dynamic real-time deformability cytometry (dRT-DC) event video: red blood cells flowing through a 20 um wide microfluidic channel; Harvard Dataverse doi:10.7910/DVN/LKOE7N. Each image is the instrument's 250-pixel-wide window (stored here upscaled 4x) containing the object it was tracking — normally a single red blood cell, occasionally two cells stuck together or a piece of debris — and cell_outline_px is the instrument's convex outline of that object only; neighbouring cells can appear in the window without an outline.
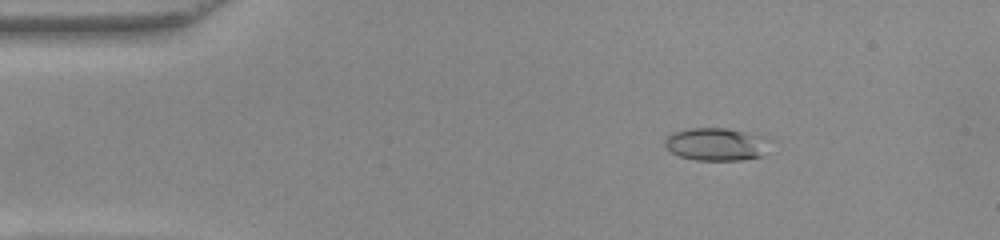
{"species": "common noctule bat (a hibernating species)", "species_latin": "Nyctalus noctula", "temperature_condition": "warm", "stored_images_in_passage": 52, "camera_frame_rate_fps": 3000, "um_per_image_px": 0.085, "animal": {"sex": "female", "body_mass_g": 22.0, "forearm_length_mm": 56.7}, "frame": {"image": 1, "passage_image": 8, "time_ms": 2.333, "image_size_px": [1000, 240], "cell_outline_px": [[764, 140], [760, 156], [740, 160], [696, 160], [680, 156], [672, 152], [664, 144], [664, 140], [668, 136], [676, 132], [688, 128], [724, 128], [764, 136]], "centroid_in_image_um": [60.76, 12.26], "position_along_channel_um": 24.2, "area_um2": 19.25}}
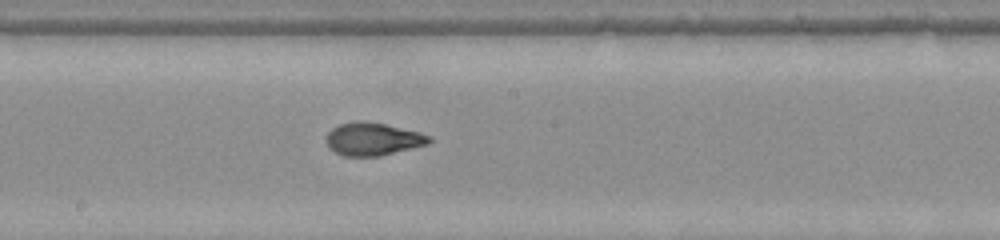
{"frame": {"image": 2, "passage_image": 28, "time_ms": 9.0, "image_size_px": [1000, 240], "cell_outline_px": [[432, 140], [428, 144], [380, 156], [344, 156], [328, 148], [324, 140], [328, 132], [332, 128], [340, 124], [356, 120], [368, 120], [420, 132], [432, 136]], "centroid_in_image_um": [31.68, 11.8], "position_along_channel_um": 216.5, "area_um2": 20.0}}
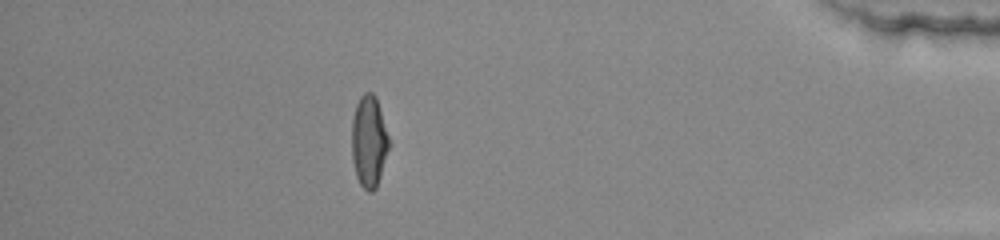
{"frame": {"image": 3, "passage_image": 46, "time_ms": 15.0, "image_size_px": [1000, 240], "cell_outline_px": [[392, 144], [376, 188], [372, 192], [368, 192], [360, 184], [356, 176], [352, 160], [352, 120], [356, 104], [360, 96], [364, 92], [372, 92], [376, 96]], "centroid_in_image_um": [31.39, 12.02], "position_along_channel_um": 403.8, "area_um2": 20.4}, "authors_computed_cell_mechanics": {"area_um2": 19.7098, "velocity_mm_per_s": 3.9344, "shape_relaxation_time_tau1_ms": null, "shape_relaxation_time_tau2_ms": 0.9173, "deformation_change_tau1": null, "deformation_change_tau2": 0.0607}}